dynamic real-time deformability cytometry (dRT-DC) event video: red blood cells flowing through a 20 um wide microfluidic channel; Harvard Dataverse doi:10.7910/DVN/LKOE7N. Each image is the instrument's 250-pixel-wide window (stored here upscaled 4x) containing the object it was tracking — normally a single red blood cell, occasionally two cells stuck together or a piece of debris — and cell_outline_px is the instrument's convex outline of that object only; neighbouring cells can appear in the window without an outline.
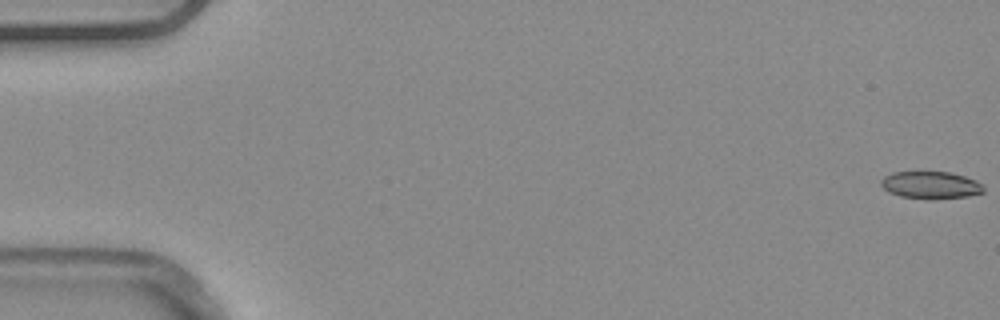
{"species": "common noctule bat (a hibernating species)", "species_latin": "Nyctalus noctula", "temperature_condition": "warm", "stored_images_in_passage": 16, "camera_frame_rate_fps": 3000, "um_per_image_px": 0.085, "animal": {"sex": "male", "body_mass_g": 20.4}, "frame": {"image": 1, "passage_image": 1, "time_ms": 0.0, "image_size_px": [1000, 320], "cell_outline_px": [[984, 192], [968, 196], [900, 196], [888, 192], [880, 184], [880, 180], [884, 176], [892, 172], [948, 172], [964, 176], [976, 180], [984, 188]], "centroid_in_image_um": [79.07, 15.67], "position_along_channel_um": 5.9, "area_um2": 15.43}}
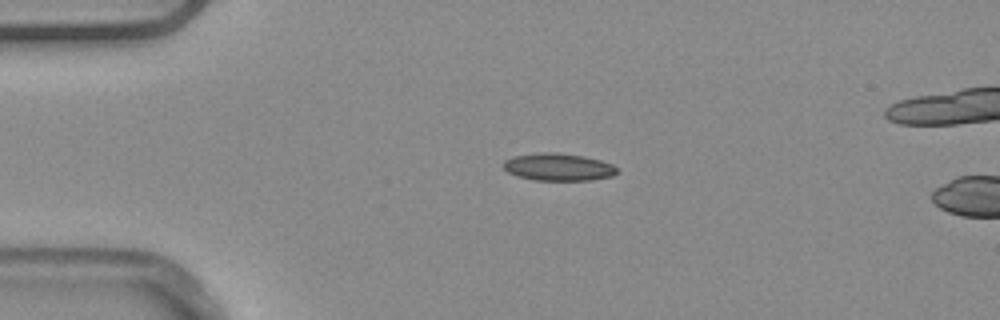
{"frame": {"image": 2, "passage_image": 13, "time_ms": 4.0, "image_size_px": [1000, 320], "cell_outline_px": [[616, 172], [612, 176], [592, 180], [536, 180], [520, 176], [508, 172], [500, 164], [504, 160], [512, 156], [540, 152], [556, 152], [584, 156], [600, 160], [612, 164], [616, 168]], "centroid_in_image_um": [47.42, 14.18], "position_along_channel_um": 37.6, "area_um2": 18.15}}